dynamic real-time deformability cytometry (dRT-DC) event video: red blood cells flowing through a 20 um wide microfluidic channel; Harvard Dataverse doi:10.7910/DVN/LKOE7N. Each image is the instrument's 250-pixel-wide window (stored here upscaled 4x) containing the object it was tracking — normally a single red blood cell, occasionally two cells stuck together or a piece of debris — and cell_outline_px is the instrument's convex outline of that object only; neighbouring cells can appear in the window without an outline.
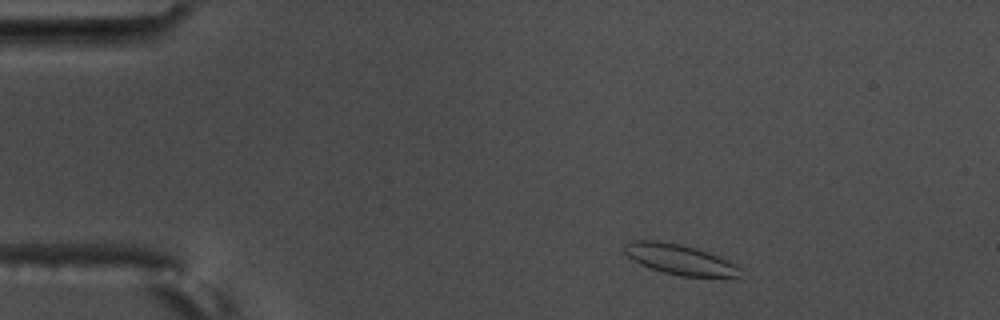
{"species": "common noctule bat (a hibernating species)", "species_latin": "Nyctalus noctula", "temperature_condition": "warm", "stored_images_in_passage": 6, "camera_frame_rate_fps": 3000, "um_per_image_px": 0.085, "animal": {"sex": "male", "body_mass_g": 17.5, "forearm_length_mm": 52.3}, "frame": {"image": 1, "passage_image": 2, "time_ms": 0.333, "image_size_px": [1000, 320], "cell_outline_px": [[740, 276], [680, 276], [664, 272], [640, 264], [632, 260], [620, 248], [628, 240], [660, 240], [680, 244], [696, 248], [720, 256], [736, 264], [740, 268]], "centroid_in_image_um": [57.7, 22.02], "position_along_channel_um": 27.3, "area_um2": 20.52}}